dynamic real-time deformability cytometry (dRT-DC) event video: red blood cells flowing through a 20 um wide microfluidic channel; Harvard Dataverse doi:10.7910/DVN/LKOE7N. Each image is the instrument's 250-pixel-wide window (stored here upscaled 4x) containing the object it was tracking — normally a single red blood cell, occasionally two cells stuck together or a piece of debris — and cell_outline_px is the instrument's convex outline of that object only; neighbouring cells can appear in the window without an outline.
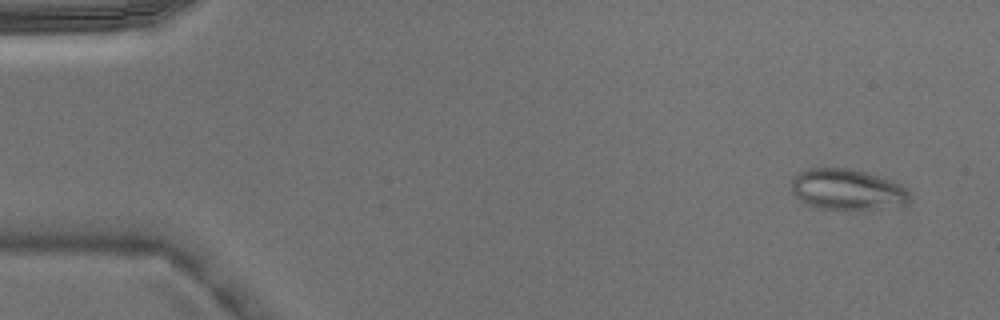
{"species": "Egyptian fruit bat (a non-hibernating species)", "species_latin": "Rousettus aegyptiacus", "temperature_condition": "warm", "stored_images_in_passage": 4, "camera_frame_rate_fps": 3000, "um_per_image_px": 0.085, "animal": {"sex": "male"}, "frame": {"image": 1, "passage_image": 1, "time_ms": 0.0, "image_size_px": [1000, 320], "cell_outline_px": [[908, 200], [904, 204], [848, 212], [844, 212], [820, 208], [804, 204], [792, 192], [792, 180], [804, 168], [848, 168], [864, 172], [900, 184], [908, 192]], "centroid_in_image_um": [71.94, 16.14], "position_along_channel_um": 13.1, "area_um2": 28.21}}